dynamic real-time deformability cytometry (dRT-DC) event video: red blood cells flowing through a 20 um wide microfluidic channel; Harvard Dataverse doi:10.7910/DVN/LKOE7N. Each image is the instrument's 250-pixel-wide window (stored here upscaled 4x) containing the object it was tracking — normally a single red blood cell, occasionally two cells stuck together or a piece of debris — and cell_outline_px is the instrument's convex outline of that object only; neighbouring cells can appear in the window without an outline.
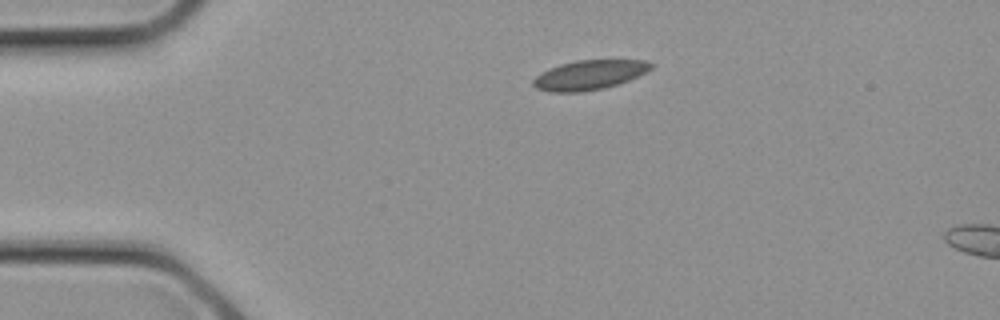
{"species": "common noctule bat (a hibernating species)", "species_latin": "Nyctalus noctula", "temperature_condition": "cold", "stored_images_in_passage": 3, "camera_frame_rate_fps": 3000, "um_per_image_px": 0.085, "animal": {"sex": "female", "body_mass_g": 21.9}, "frame": {"image": 1, "passage_image": 1, "time_ms": 0.0, "image_size_px": [1000, 320], "cell_outline_px": [[652, 68], [648, 72], [628, 80], [604, 88], [580, 92], [548, 92], [536, 88], [532, 84], [532, 80], [540, 72], [548, 68], [560, 64], [576, 60], [644, 60], [652, 64]], "centroid_in_image_um": [50.05, 6.37], "position_along_channel_um": 34.9, "area_um2": 20.35}}